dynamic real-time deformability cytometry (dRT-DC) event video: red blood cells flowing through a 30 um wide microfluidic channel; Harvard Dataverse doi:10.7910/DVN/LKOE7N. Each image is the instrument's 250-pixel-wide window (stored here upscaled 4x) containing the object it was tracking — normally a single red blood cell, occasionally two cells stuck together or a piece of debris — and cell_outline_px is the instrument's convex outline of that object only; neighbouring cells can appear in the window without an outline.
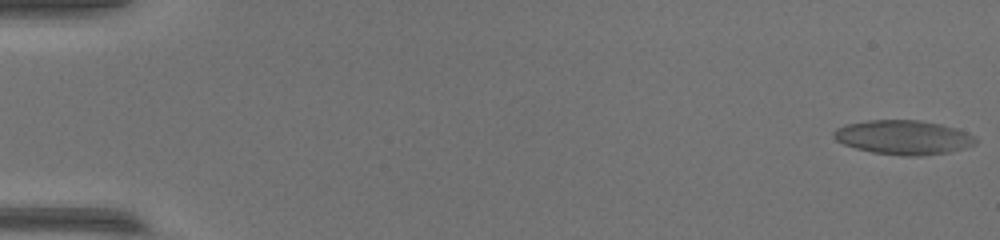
{"species": "common noctule bat (a hibernating species)", "species_latin": "Nyctalus noctula", "temperature_condition": "warm", "stored_images_in_passage": 49, "camera_frame_rate_fps": 3000, "um_per_image_px": 0.085, "animal": {"sex": "female", "body_mass_g": 17.0, "forearm_length_mm": 48.0}, "frame": {"image": 1, "passage_image": 1, "time_ms": 0.0, "image_size_px": [1000, 240], "cell_outline_px": [[976, 144], [948, 152], [920, 156], [900, 156], [872, 152], [856, 148], [844, 144], [836, 140], [832, 136], [832, 132], [836, 128], [844, 124], [868, 120], [916, 120], [940, 124], [956, 128], [976, 136]], "centroid_in_image_um": [76.76, 11.67], "position_along_channel_um": 8.2, "area_um2": 28.38}}
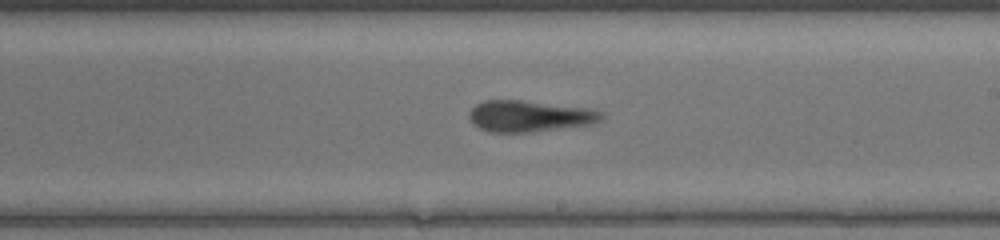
{"frame": {"image": 2, "passage_image": 33, "time_ms": 10.667, "image_size_px": [1000, 240], "cell_outline_px": [[604, 116], [600, 120], [592, 124], [532, 132], [492, 132], [480, 128], [472, 124], [468, 116], [468, 112], [476, 104], [484, 100], [520, 100], [588, 108], [600, 112]], "centroid_in_image_um": [44.96, 9.87], "position_along_channel_um": 244.0, "area_um2": 24.04}}
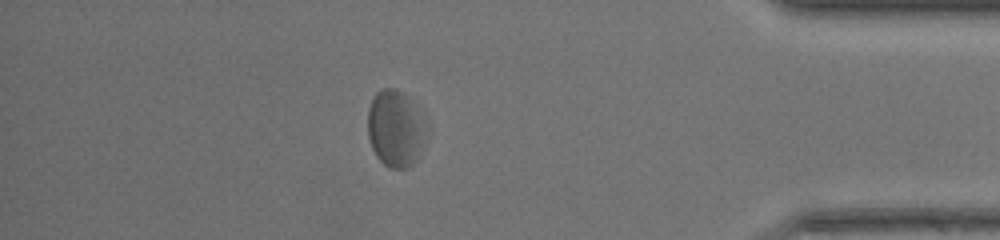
{"frame": {"image": 3, "passage_image": 48, "time_ms": 15.667, "image_size_px": [1000, 240], "cell_outline_px": [[428, 132], [416, 160], [408, 168], [388, 168], [376, 156], [372, 148], [368, 136], [368, 108], [372, 96], [380, 88], [396, 88], [408, 100], [424, 120]], "centroid_in_image_um": [33.58, 10.95], "position_along_channel_um": 401.6, "area_um2": 26.01}}